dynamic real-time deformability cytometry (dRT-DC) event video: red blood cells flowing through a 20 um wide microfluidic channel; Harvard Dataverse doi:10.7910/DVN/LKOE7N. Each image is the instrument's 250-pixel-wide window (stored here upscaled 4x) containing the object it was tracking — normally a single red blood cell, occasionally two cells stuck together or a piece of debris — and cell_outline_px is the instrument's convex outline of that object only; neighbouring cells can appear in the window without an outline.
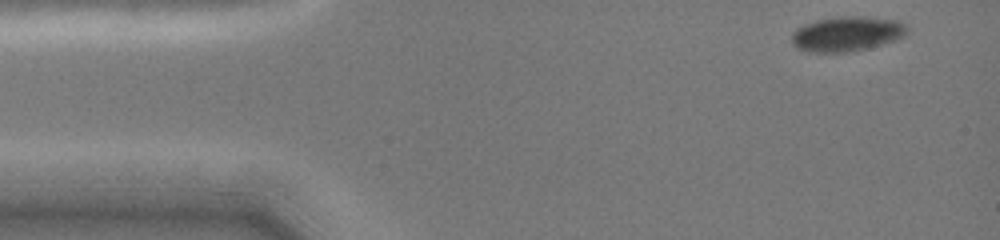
{"species": "common noctule bat (a hibernating species)", "species_latin": "Nyctalus noctula", "temperature_condition": "cold", "stored_images_in_passage": 12, "camera_frame_rate_fps": 3000, "um_per_image_px": 0.085, "animal": {"sex": "female", "body_mass_g": 19.0, "forearm_length_mm": 51.5}, "frame": {"image": 1, "passage_image": 1, "time_ms": 0.0, "image_size_px": [1000, 240], "cell_outline_px": [[908, 32], [904, 36], [896, 40], [852, 52], [808, 52], [796, 48], [792, 44], [792, 36], [804, 24], [820, 20], [896, 20], [904, 24]], "centroid_in_image_um": [71.96, 2.98], "position_along_channel_um": 13.0, "area_um2": 21.79}}
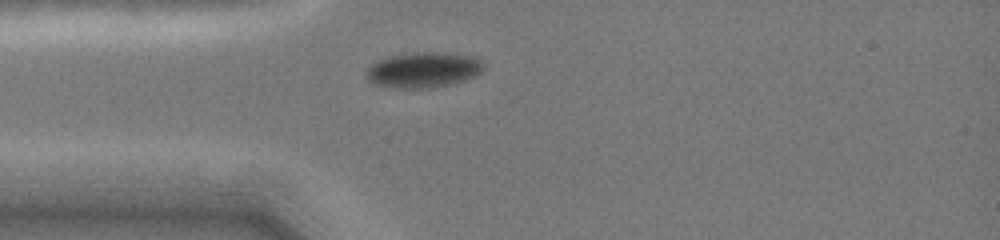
{"frame": {"image": 2, "passage_image": 9, "time_ms": 3.0, "image_size_px": [1000, 240], "cell_outline_px": [[484, 68], [480, 72], [464, 80], [448, 84], [428, 88], [392, 88], [376, 84], [368, 80], [364, 76], [368, 68], [376, 60], [388, 56], [416, 52], [436, 52], [472, 56], [480, 60], [484, 64]], "centroid_in_image_um": [35.93, 5.94], "position_along_channel_um": 49.1, "area_um2": 24.1}}
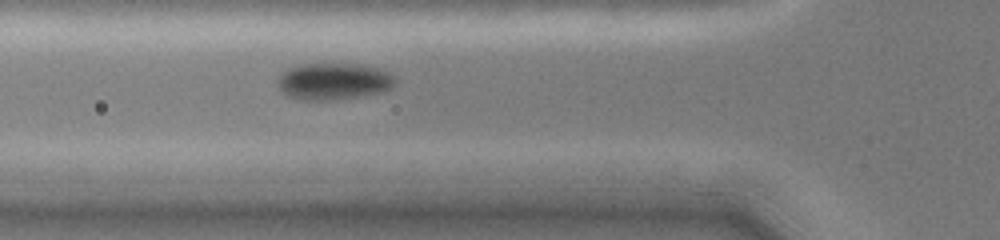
{"frame": {"image": 3, "passage_image": 12, "time_ms": 4.333, "image_size_px": [1000, 240], "cell_outline_px": [[392, 88], [380, 92], [356, 96], [328, 100], [300, 100], [288, 96], [280, 88], [280, 76], [284, 72], [292, 68], [304, 64], [356, 64], [376, 68], [388, 72], [392, 76]], "centroid_in_image_um": [28.35, 6.92], "position_along_channel_um": 97.5, "area_um2": 24.28}}